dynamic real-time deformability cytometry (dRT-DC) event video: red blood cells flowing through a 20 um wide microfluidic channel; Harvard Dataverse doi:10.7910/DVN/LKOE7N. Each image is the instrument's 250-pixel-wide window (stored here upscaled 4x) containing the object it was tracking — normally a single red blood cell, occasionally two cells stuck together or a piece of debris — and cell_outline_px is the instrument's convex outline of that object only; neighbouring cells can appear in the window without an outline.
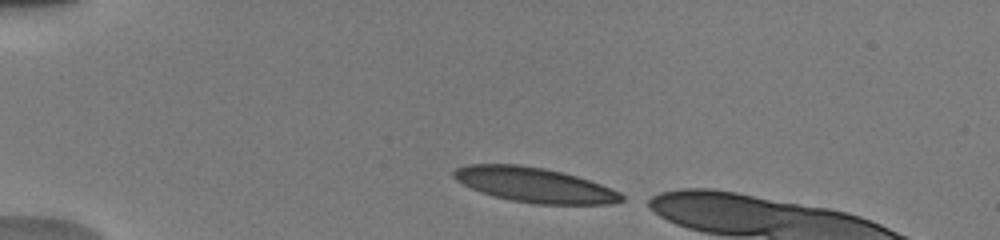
{"species": "human", "species_latin": "Homo sapiens", "temperature_condition": "warm", "stored_images_in_passage": 4, "camera_frame_rate_fps": 3000, "um_per_image_px": 0.085, "donor": {"sex": "male"}, "frame": {"image": 1, "passage_image": 1, "time_ms": 0.0, "image_size_px": [1000, 240], "cell_outline_px": [[624, 200], [612, 204], [532, 204], [512, 200], [480, 192], [456, 180], [452, 176], [452, 172], [456, 168], [468, 164], [520, 164], [544, 168], [564, 172], [612, 188], [620, 192], [624, 196]], "centroid_in_image_um": [45.44, 15.71], "position_along_channel_um": 39.6, "area_um2": 34.04}}
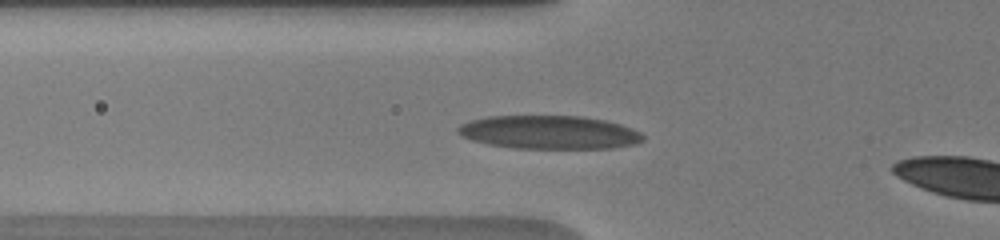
{"frame": {"image": 2, "passage_image": 4, "time_ms": 2.333, "image_size_px": [1000, 240], "cell_outline_px": [[644, 140], [636, 144], [612, 148], [512, 148], [488, 144], [472, 140], [460, 136], [456, 132], [456, 128], [460, 124], [468, 120], [488, 116], [580, 116], [604, 120], [620, 124], [632, 128], [640, 132], [644, 136]], "centroid_in_image_um": [46.64, 11.24], "position_along_channel_um": 79.2, "area_um2": 36.3}}